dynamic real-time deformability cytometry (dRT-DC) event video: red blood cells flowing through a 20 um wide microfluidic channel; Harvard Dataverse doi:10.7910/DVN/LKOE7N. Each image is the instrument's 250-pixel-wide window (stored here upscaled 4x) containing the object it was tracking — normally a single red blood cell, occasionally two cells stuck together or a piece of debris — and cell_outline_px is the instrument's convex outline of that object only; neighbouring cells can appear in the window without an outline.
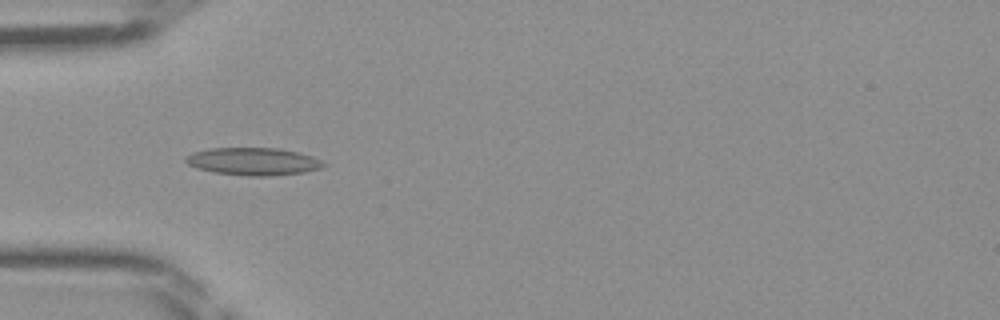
{"species": "Egyptian fruit bat (a non-hibernating species)", "species_latin": "Rousettus aegyptiacus", "temperature_condition": "room temperature", "stored_images_in_passage": 46, "camera_frame_rate_fps": 3000, "um_per_image_px": 0.085, "frame": {"image": 1, "passage_image": 14, "time_ms": 4.333, "image_size_px": [1000, 320], "cell_outline_px": [[328, 164], [320, 168], [304, 172], [268, 176], [248, 176], [212, 172], [196, 168], [188, 164], [184, 160], [184, 156], [192, 152], [208, 148], [280, 148], [312, 156]], "centroid_in_image_um": [21.48, 13.72], "position_along_channel_um": 63.5, "area_um2": 22.25}}
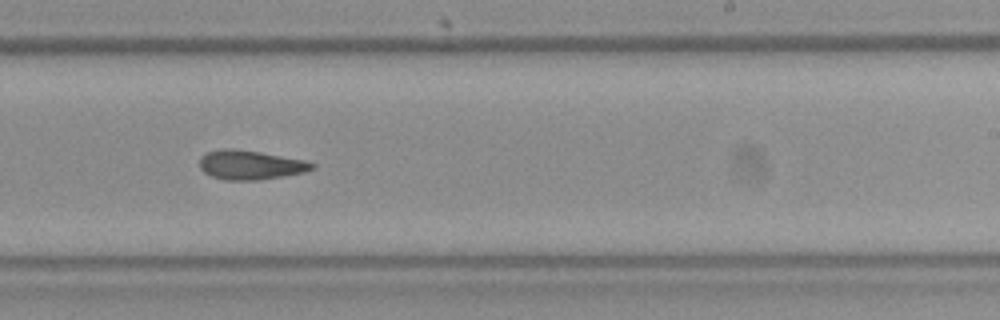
{"frame": {"image": 2, "passage_image": 28, "time_ms": 9.0, "image_size_px": [1000, 320], "cell_outline_px": [[316, 168], [304, 172], [256, 180], [224, 180], [212, 176], [204, 172], [200, 168], [200, 156], [208, 152], [224, 148], [236, 148], [308, 160], [316, 164]], "centroid_in_image_um": [21.3, 14.0], "position_along_channel_um": 267.7, "area_um2": 19.25}}
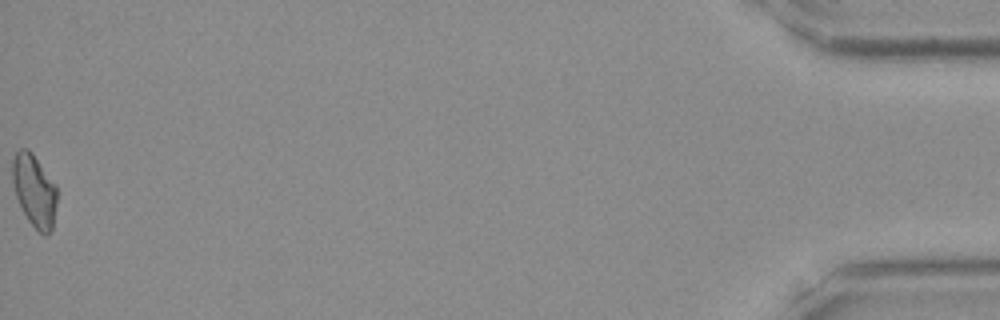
{"frame": {"image": 3, "passage_image": 46, "time_ms": 15.0, "image_size_px": [1000, 320], "cell_outline_px": [[56, 204], [52, 228], [48, 236], [44, 236], [28, 220], [16, 196], [12, 180], [12, 156], [20, 148], [28, 148], [32, 152], [56, 184]], "centroid_in_image_um": [2.91, 16.16], "position_along_channel_um": 432.3, "area_um2": 18.79}}